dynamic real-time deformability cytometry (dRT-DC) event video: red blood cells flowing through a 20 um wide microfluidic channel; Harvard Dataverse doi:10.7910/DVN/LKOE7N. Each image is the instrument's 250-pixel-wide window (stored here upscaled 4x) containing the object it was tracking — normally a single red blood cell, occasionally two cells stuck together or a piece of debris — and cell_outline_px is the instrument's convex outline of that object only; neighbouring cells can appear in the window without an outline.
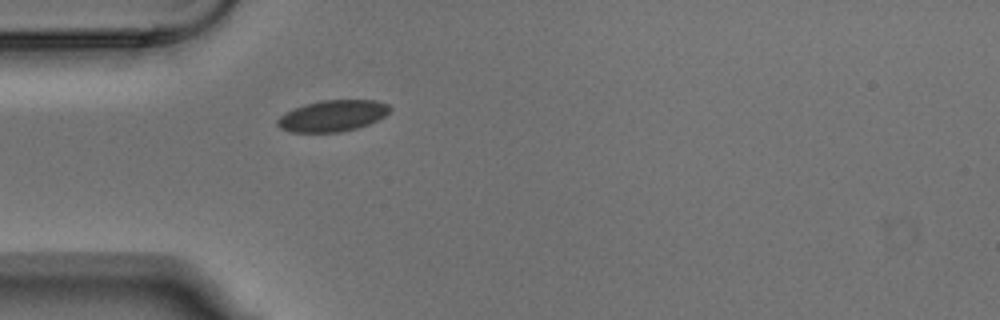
{"species": "Egyptian fruit bat (a non-hibernating species)", "species_latin": "Rousettus aegyptiacus", "temperature_condition": "warm", "stored_images_in_passage": 1, "camera_frame_rate_fps": 3000, "um_per_image_px": 0.085, "animal": {"sex": "male"}, "frame": {"image": 1, "passage_image": 1, "time_ms": 0.0, "image_size_px": [1000, 320], "cell_outline_px": [[392, 108], [384, 116], [368, 124], [356, 128], [340, 132], [292, 132], [280, 128], [276, 124], [276, 120], [280, 116], [292, 108], [304, 104], [320, 100], [376, 100], [388, 104]], "centroid_in_image_um": [28.24, 9.83], "position_along_channel_um": 56.8, "area_um2": 20.52}}